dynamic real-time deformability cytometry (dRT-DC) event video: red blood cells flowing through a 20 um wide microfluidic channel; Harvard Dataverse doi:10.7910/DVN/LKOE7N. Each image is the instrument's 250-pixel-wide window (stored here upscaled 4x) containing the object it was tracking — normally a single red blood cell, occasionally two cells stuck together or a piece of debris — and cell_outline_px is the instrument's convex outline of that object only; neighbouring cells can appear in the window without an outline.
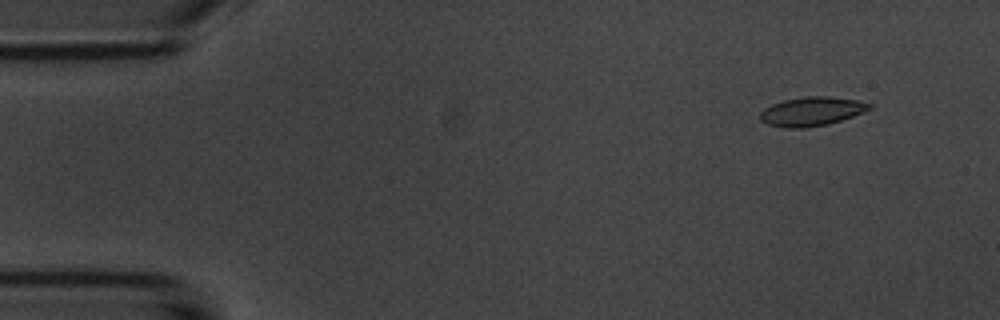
{"species": "common noctule bat (a hibernating species)", "species_latin": "Nyctalus noctula", "temperature_condition": "room temperature", "stored_images_in_passage": 54, "camera_frame_rate_fps": 3000, "um_per_image_px": 0.085, "animal": {"sex": "male", "body_mass_g": 20.1, "forearm_length_mm": 53.5}, "frame": {"image": 1, "passage_image": 5, "time_ms": 1.333, "image_size_px": [1000, 320], "cell_outline_px": [[872, 108], [864, 112], [828, 124], [808, 128], [788, 128], [768, 124], [760, 120], [760, 112], [764, 108], [772, 104], [784, 100], [804, 96], [828, 96], [856, 100], [872, 104]], "centroid_in_image_um": [68.98, 9.47], "position_along_channel_um": 16.0, "area_um2": 18.44}}
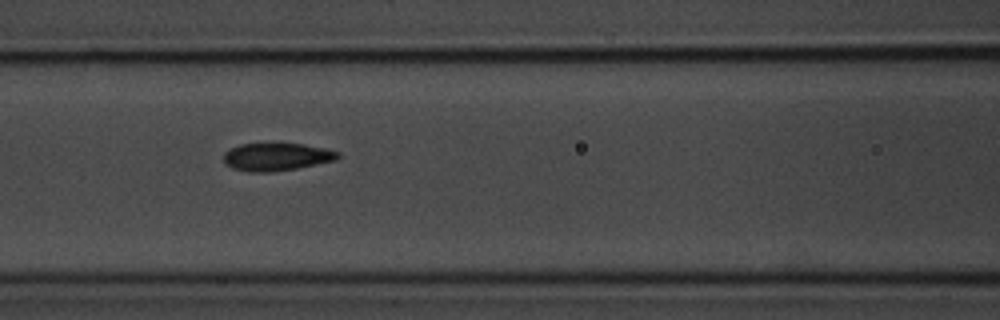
{"frame": {"image": 2, "passage_image": 23, "time_ms": 7.333, "image_size_px": [1000, 320], "cell_outline_px": [[340, 156], [336, 160], [296, 168], [268, 172], [248, 172], [232, 168], [224, 164], [224, 152], [228, 148], [240, 144], [304, 144], [324, 148], [340, 152]], "centroid_in_image_um": [23.47, 13.33], "position_along_channel_um": 143.1, "area_um2": 18.44}}
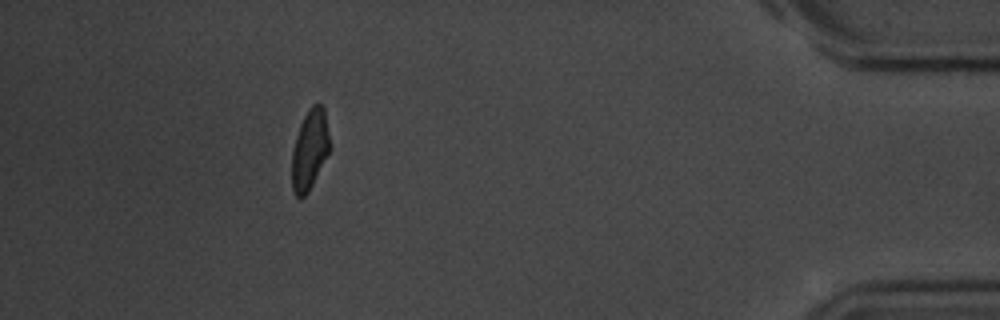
{"frame": {"image": 3, "passage_image": 49, "time_ms": 16.0, "image_size_px": [1000, 320], "cell_outline_px": [[328, 152], [308, 192], [300, 200], [292, 192], [292, 152], [296, 136], [300, 124], [304, 116], [312, 104], [320, 104], [324, 108], [328, 136]], "centroid_in_image_um": [26.28, 12.75], "position_along_channel_um": 408.9, "area_um2": 17.17}}